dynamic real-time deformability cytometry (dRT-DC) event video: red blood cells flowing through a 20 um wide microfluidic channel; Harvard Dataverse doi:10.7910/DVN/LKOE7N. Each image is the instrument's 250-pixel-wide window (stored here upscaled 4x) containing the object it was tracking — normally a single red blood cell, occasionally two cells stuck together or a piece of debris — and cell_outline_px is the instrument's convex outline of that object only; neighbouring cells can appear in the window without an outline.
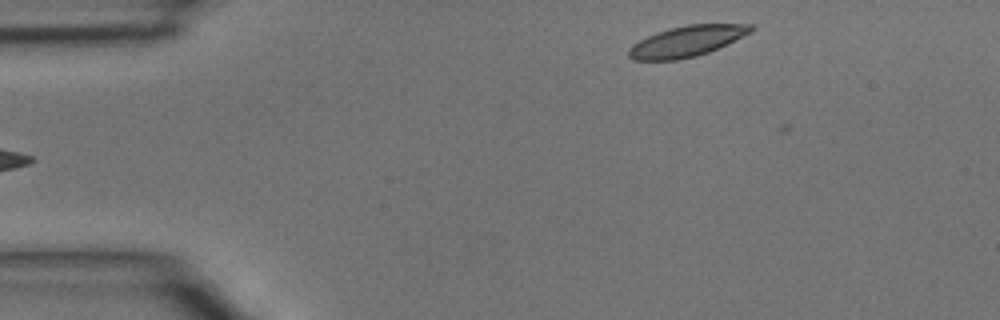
{"species": "common noctule bat (a hibernating species)", "species_latin": "Nyctalus noctula", "temperature_condition": "room temperature", "stored_images_in_passage": 4, "segment_of_instrument_passage": [2, 2], "camera_frame_rate_fps": 3000, "um_per_image_px": 0.085, "animal": {"sex": "male", "body_mass_g": 15.6}, "frame": {"image": 1, "passage_image": 4, "time_ms": 1.0, "image_size_px": [1000, 320], "cell_outline_px": [[756, 28], [752, 32], [708, 52], [696, 56], [676, 60], [632, 60], [628, 56], [628, 48], [632, 44], [656, 32], [688, 24], [752, 24]], "centroid_in_image_um": [58.37, 3.5], "position_along_channel_um": 26.6, "area_um2": 21.79}}